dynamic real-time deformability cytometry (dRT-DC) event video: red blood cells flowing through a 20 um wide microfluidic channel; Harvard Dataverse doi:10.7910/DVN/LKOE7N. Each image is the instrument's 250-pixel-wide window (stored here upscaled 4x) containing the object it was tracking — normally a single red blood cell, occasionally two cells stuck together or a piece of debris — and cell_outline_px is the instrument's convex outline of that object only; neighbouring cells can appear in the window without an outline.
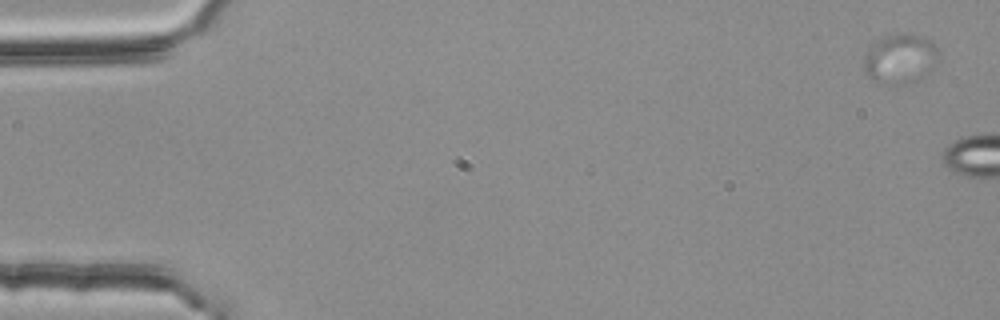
{"species": "common noctule bat (a hibernating species)", "species_latin": "Nyctalus noctula", "temperature_condition": "room temperature", "stored_images_in_passage": 5, "camera_frame_rate_fps": 3000, "um_per_image_px": 0.085, "animal": {"sex": "female", "body_mass_g": 25.1}, "frame": {"image": 1, "passage_image": 1, "time_ms": 0.0, "image_size_px": [1000, 320], "cell_outline_px": [[940, 52], [916, 80], [904, 84], [876, 84], [864, 72], [864, 60], [868, 48], [872, 40], [880, 36], [896, 32], [924, 36]], "centroid_in_image_um": [76.36, 4.94], "position_along_channel_um": 8.6, "area_um2": 21.39}}